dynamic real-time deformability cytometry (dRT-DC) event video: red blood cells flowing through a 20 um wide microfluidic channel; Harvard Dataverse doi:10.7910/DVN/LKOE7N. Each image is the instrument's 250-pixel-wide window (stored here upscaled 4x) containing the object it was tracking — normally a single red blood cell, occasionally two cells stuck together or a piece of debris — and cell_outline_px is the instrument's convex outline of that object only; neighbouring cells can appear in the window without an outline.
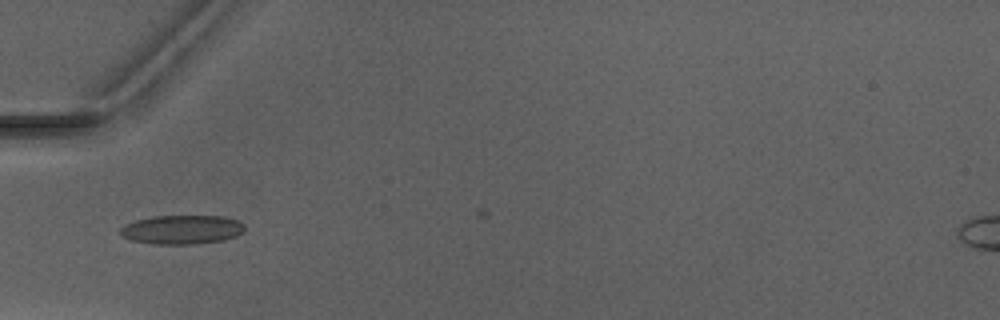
{"species": "Egyptian fruit bat (a non-hibernating species)", "species_latin": "Rousettus aegyptiacus", "temperature_condition": "warm", "stored_images_in_passage": 7, "camera_frame_rate_fps": 3000, "um_per_image_px": 0.085, "animal": {"sex": "male"}, "frame": {"image": 1, "passage_image": 6, "time_ms": 6.0, "image_size_px": [1000, 320], "cell_outline_px": [[244, 232], [236, 236], [224, 240], [196, 244], [152, 244], [132, 240], [124, 236], [120, 232], [120, 228], [124, 224], [136, 220], [152, 216], [224, 216], [236, 220], [244, 224]], "centroid_in_image_um": [15.48, 19.51], "position_along_channel_um": 69.5, "area_um2": 21.1}}